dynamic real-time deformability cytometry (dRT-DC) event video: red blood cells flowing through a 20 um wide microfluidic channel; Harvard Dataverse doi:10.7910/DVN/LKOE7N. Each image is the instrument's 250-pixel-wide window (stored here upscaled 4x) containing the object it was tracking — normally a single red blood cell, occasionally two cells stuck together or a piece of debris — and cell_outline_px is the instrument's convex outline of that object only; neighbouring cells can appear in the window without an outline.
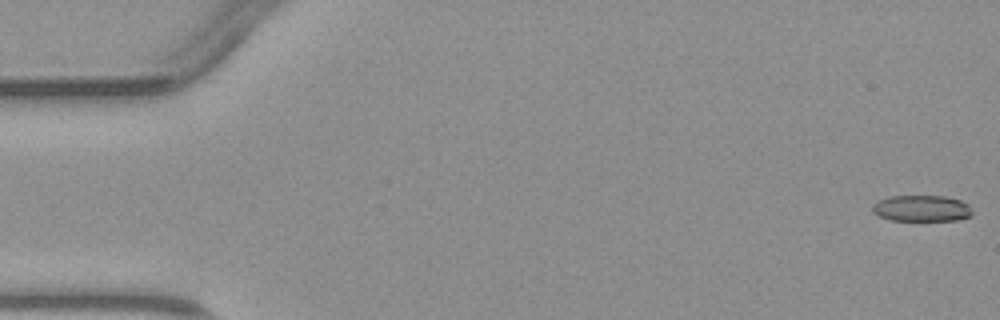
{"species": "common noctule bat (a hibernating species)", "species_latin": "Nyctalus noctula", "temperature_condition": "warm", "stored_images_in_passage": 5, "camera_frame_rate_fps": 3000, "um_per_image_px": 0.085, "animal": {"sex": "male", "body_mass_g": 23.1, "forearm_length_mm": 52.7}, "frame": {"image": 1, "passage_image": 1, "time_ms": 0.0, "image_size_px": [1000, 320], "cell_outline_px": [[972, 216], [960, 220], [888, 220], [872, 212], [872, 204], [888, 196], [944, 196], [960, 200], [968, 204], [972, 212]], "centroid_in_image_um": [78.34, 17.71], "position_along_channel_um": 6.7, "area_um2": 15.32}}
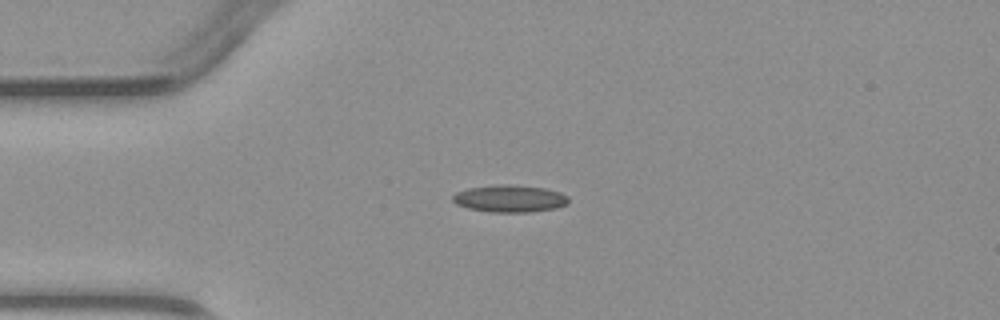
{"frame": {"image": 2, "passage_image": 4, "time_ms": 3.667, "image_size_px": [1000, 320], "cell_outline_px": [[568, 204], [556, 208], [528, 212], [488, 212], [468, 208], [456, 204], [452, 200], [452, 196], [456, 192], [468, 188], [500, 184], [508, 184], [544, 188], [560, 192], [568, 196]], "centroid_in_image_um": [43.32, 16.88], "position_along_channel_um": 41.7, "area_um2": 18.38}}